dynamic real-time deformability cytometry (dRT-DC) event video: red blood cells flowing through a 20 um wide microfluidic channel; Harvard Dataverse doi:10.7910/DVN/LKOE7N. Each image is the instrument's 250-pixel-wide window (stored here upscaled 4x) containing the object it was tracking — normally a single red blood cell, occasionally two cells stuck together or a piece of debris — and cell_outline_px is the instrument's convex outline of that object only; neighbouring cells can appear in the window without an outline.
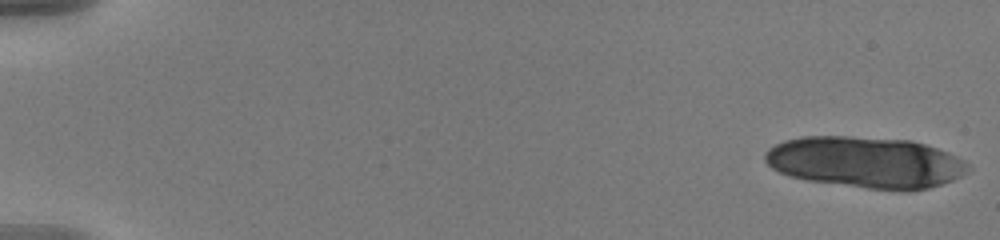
{"species": "human", "species_latin": "Homo sapiens", "temperature_condition": "warm", "stored_images_in_passage": 19, "camera_frame_rate_fps": 3000, "um_per_image_px": 0.085, "donor": {"sex": "male"}, "frame": {"image": 1, "passage_image": 1, "time_ms": 0.0, "image_size_px": [1000, 240], "cell_outline_px": [[972, 168], [960, 176], [952, 180], [928, 188], [908, 192], [900, 192], [804, 180], [780, 172], [772, 168], [764, 160], [764, 152], [768, 148], [784, 140], [800, 136], [848, 136], [912, 140], [948, 152], [964, 160]], "centroid_in_image_um": [73.58, 13.8], "position_along_channel_um": 11.4, "area_um2": 61.09}}